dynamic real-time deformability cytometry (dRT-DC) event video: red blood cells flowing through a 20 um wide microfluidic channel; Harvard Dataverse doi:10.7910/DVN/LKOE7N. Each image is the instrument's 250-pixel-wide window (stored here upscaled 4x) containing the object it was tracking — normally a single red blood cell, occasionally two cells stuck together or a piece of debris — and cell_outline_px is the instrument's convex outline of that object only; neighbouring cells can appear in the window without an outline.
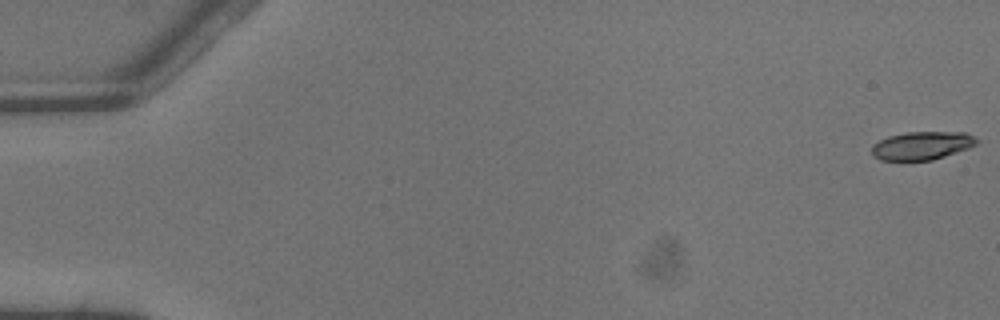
{"species": "common noctule bat (a hibernating species)", "species_latin": "Nyctalus noctula", "temperature_condition": "warm", "stored_images_in_passage": 5, "camera_frame_rate_fps": 3000, "um_per_image_px": 0.085, "animal": {"sex": "male", "body_mass_g": 13.3}, "frame": {"image": 1, "passage_image": 1, "time_ms": 0.0, "image_size_px": [1000, 320], "cell_outline_px": [[980, 140], [976, 144], [968, 148], [932, 160], [880, 160], [872, 156], [872, 144], [888, 136], [908, 132], [964, 132]], "centroid_in_image_um": [78.34, 12.37], "position_along_channel_um": 6.7, "area_um2": 17.17}}
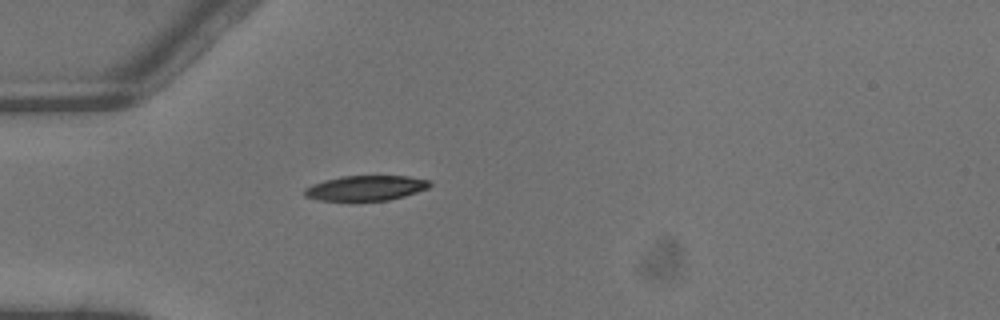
{"frame": {"image": 2, "passage_image": 5, "time_ms": 1.333, "image_size_px": [1000, 320], "cell_outline_px": [[432, 184], [428, 188], [404, 196], [388, 200], [320, 200], [304, 196], [304, 188], [312, 184], [324, 180], [340, 176], [408, 176], [428, 180]], "centroid_in_image_um": [31.07, 15.97], "position_along_channel_um": 53.9, "area_um2": 18.15}}